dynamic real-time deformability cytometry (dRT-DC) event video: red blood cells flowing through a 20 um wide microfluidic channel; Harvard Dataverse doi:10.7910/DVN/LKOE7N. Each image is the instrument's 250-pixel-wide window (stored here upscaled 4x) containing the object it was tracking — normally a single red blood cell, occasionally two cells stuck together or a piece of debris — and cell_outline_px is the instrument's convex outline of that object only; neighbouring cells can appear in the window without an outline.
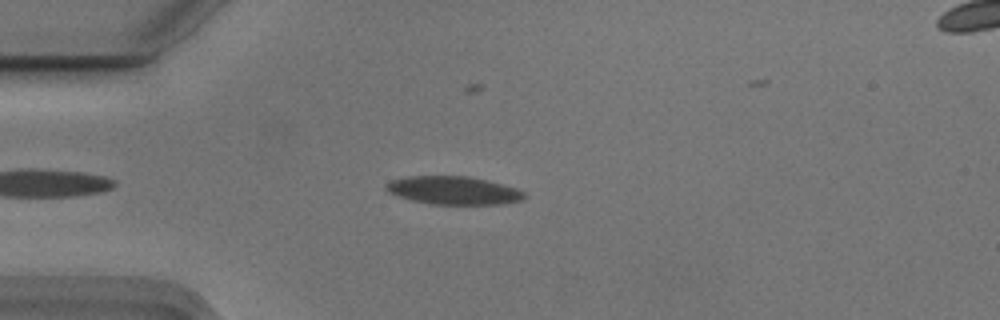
{"species": "Egyptian fruit bat (a non-hibernating species)", "species_latin": "Rousettus aegyptiacus", "temperature_condition": "cold", "stored_images_in_passage": 42, "camera_frame_rate_fps": 3000, "um_per_image_px": 0.085, "animal": {"sex": "male"}, "frame": {"image": 1, "passage_image": 7, "time_ms": 2.0, "image_size_px": [1000, 320], "cell_outline_px": [[528, 196], [520, 200], [500, 204], [428, 204], [412, 200], [388, 192], [384, 188], [384, 184], [392, 180], [408, 176], [468, 176], [488, 180], [516, 188], [524, 192]], "centroid_in_image_um": [38.54, 16.18], "position_along_channel_um": 46.5, "area_um2": 22.66}}
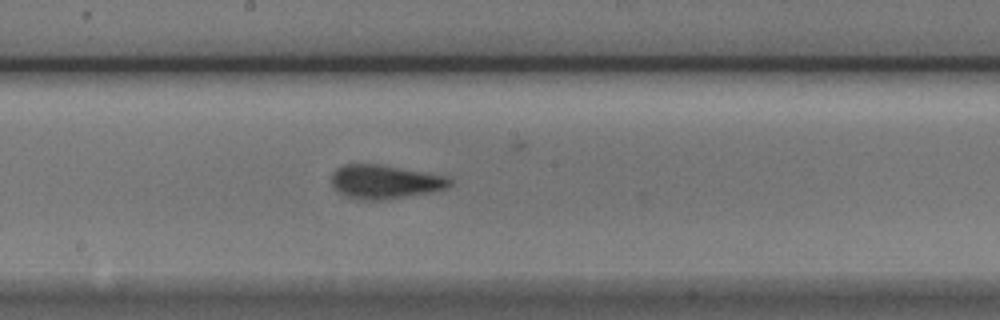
{"frame": {"image": 2, "passage_image": 22, "time_ms": 7.0, "image_size_px": [1000, 320], "cell_outline_px": [[452, 184], [448, 188], [432, 192], [384, 200], [356, 200], [332, 188], [332, 172], [336, 168], [344, 164], [376, 164], [444, 176], [452, 180]], "centroid_in_image_um": [32.68, 15.47], "position_along_channel_um": 215.5, "area_um2": 23.18}}
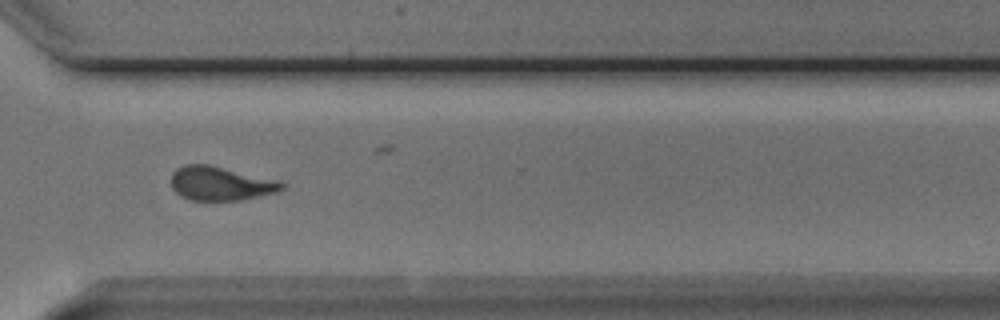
{"frame": {"image": 3, "passage_image": 33, "time_ms": 10.667, "image_size_px": [1000, 320], "cell_outline_px": [[288, 184], [284, 188], [276, 192], [240, 200], [188, 200], [180, 196], [172, 188], [172, 172], [176, 168], [184, 164], [208, 164], [280, 180]], "centroid_in_image_um": [18.76, 15.59], "position_along_channel_um": 351.8, "area_um2": 22.08}, "authors_computed_cell_mechanics": {"area_um2": 22.4553, "velocity_mm_per_s": 3.7235, "shape_relaxation_time_tau1_ms": 3.7648, "shape_relaxation_time_tau2_ms": 1.7436, "deformation_change_tau1": 0.1359, "deformation_change_tau2": 0.0834}}